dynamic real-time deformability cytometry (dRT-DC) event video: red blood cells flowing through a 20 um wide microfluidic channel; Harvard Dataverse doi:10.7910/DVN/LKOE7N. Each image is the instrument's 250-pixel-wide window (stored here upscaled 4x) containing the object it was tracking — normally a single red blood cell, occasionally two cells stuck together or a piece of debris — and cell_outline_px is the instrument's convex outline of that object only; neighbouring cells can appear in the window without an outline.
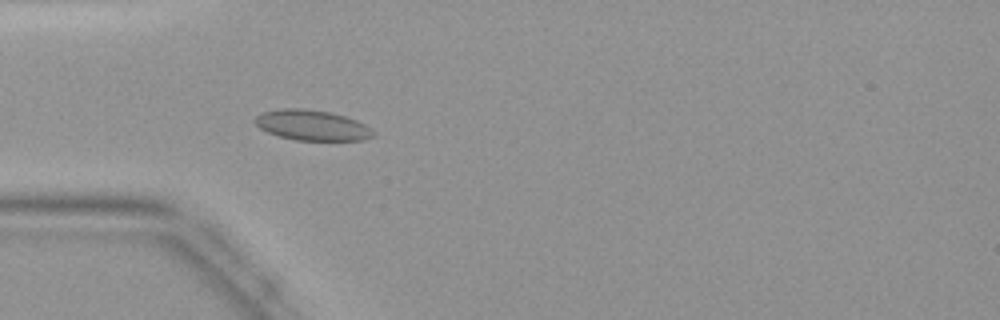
{"species": "common noctule bat (a hibernating species)", "species_latin": "Nyctalus noctula", "temperature_condition": "warm", "stored_images_in_passage": 45, "camera_frame_rate_fps": 3000, "um_per_image_px": 0.085, "animal": {"sex": "female", "body_mass_g": 19.9}, "frame": {"image": 1, "passage_image": 14, "time_ms": 4.333, "image_size_px": [1000, 320], "cell_outline_px": [[376, 136], [364, 140], [296, 140], [280, 136], [268, 132], [260, 128], [252, 120], [260, 112], [280, 108], [304, 108], [328, 112], [344, 116], [356, 120], [372, 128], [376, 132]], "centroid_in_image_um": [26.53, 10.64], "position_along_channel_um": 58.5, "area_um2": 21.1}}
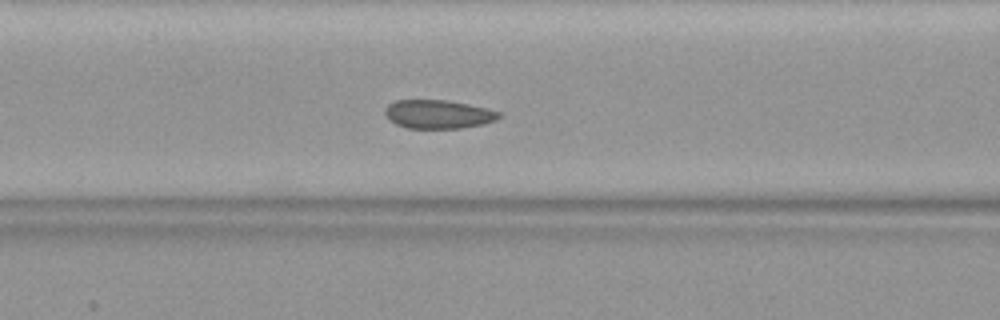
{"frame": {"image": 2, "passage_image": 19, "time_ms": 6.0, "image_size_px": [1000, 320], "cell_outline_px": [[504, 116], [496, 120], [484, 124], [460, 128], [408, 128], [396, 124], [388, 120], [384, 116], [384, 108], [388, 104], [396, 100], [448, 100], [468, 104], [500, 112]], "centroid_in_image_um": [37.22, 9.71], "position_along_channel_um": 129.4, "area_um2": 19.19}}
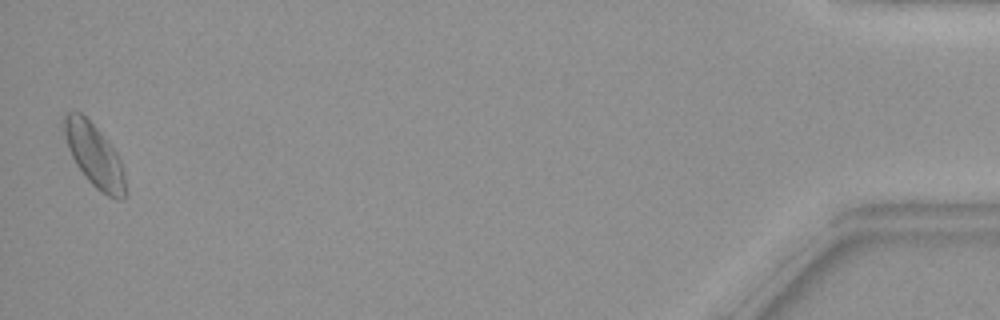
{"frame": {"image": 3, "passage_image": 45, "time_ms": 14.667, "image_size_px": [1000, 320], "cell_outline_px": [[128, 192], [120, 200], [116, 200], [100, 192], [88, 180], [76, 164], [68, 148], [60, 124], [64, 116], [68, 112], [80, 112], [100, 132], [116, 152], [120, 160]], "centroid_in_image_um": [8.0, 13.23], "position_along_channel_um": 427.2, "area_um2": 22.48}}